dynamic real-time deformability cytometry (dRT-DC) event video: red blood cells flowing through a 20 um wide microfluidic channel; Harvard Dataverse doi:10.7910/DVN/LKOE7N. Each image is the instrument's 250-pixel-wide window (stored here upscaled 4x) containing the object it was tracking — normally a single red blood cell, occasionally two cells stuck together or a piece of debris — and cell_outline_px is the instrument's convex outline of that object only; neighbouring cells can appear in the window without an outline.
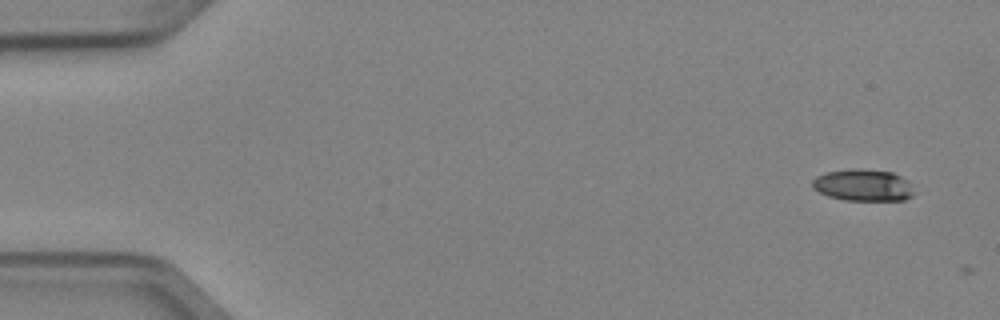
{"species": "Egyptian fruit bat (a non-hibernating species)", "species_latin": "Rousettus aegyptiacus", "temperature_condition": "cold", "stored_images_in_passage": 2, "camera_frame_rate_fps": 3000, "um_per_image_px": 0.085, "animal": {"sex": "female"}, "frame": {"image": 1, "passage_image": 1, "time_ms": 0.0, "image_size_px": [1000, 320], "cell_outline_px": [[916, 192], [912, 196], [904, 200], [844, 200], [828, 196], [812, 188], [812, 180], [816, 176], [828, 172], [856, 168], [892, 172], [908, 180]], "centroid_in_image_um": [73.39, 15.74], "position_along_channel_um": 11.6, "area_um2": 18.9}}